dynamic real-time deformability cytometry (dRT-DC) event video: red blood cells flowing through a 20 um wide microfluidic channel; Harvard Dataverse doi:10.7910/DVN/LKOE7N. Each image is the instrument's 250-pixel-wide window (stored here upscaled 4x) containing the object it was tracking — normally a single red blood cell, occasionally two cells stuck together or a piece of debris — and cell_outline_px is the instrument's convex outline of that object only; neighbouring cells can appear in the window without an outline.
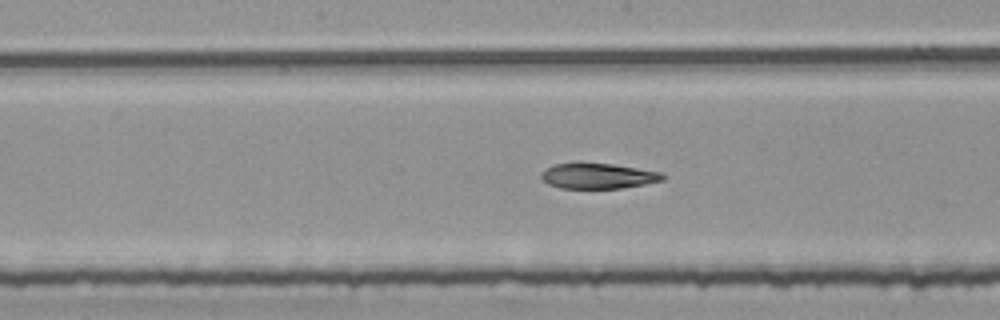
{"species": "common noctule bat (a hibernating species)", "species_latin": "Nyctalus noctula", "temperature_condition": "room temperature", "stored_images_in_passage": 28, "camera_frame_rate_fps": 3000, "um_per_image_px": 0.085, "animal": {"sex": "female", "body_mass_g": 25.1}, "frame": {"image": 1, "passage_image": 13, "time_ms": 4.0, "image_size_px": [1000, 320], "cell_outline_px": [[664, 180], [644, 184], [620, 188], [560, 188], [548, 184], [540, 176], [548, 168], [556, 164], [576, 160], [580, 160], [612, 164], [660, 172], [664, 176]], "centroid_in_image_um": [50.79, 14.92], "position_along_channel_um": 197.4, "area_um2": 18.26}}
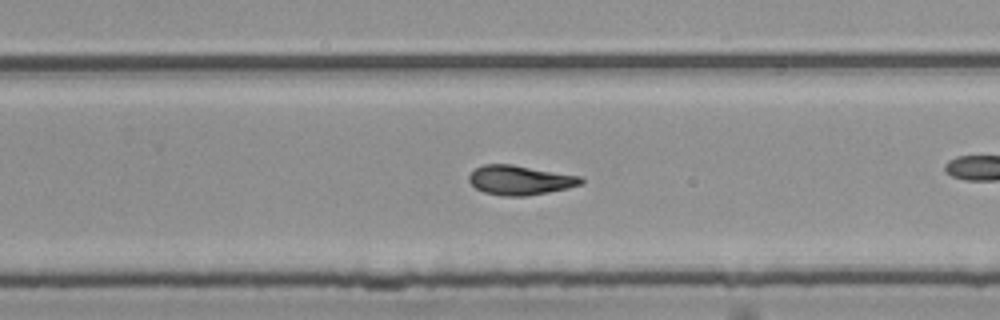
{"frame": {"image": 2, "passage_image": 20, "time_ms": 6.333, "image_size_px": [1000, 320], "cell_outline_px": [[584, 184], [568, 188], [528, 196], [500, 196], [484, 192], [476, 188], [468, 180], [468, 176], [476, 168], [484, 164], [512, 164], [580, 176], [584, 180]], "centroid_in_image_um": [44.21, 15.31], "position_along_channel_um": 285.6, "area_um2": 19.31}}